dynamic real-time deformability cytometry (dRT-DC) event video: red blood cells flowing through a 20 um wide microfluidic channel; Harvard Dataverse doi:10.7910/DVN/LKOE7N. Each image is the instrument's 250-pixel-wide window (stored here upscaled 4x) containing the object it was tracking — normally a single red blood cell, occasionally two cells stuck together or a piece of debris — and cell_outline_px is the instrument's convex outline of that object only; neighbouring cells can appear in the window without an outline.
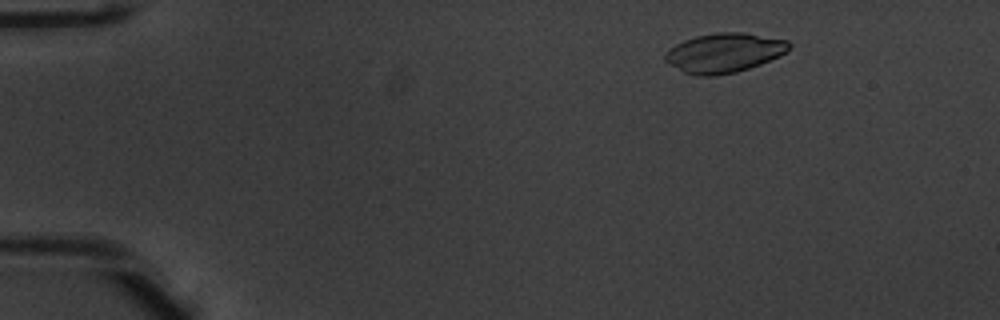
{"species": "common noctule bat (a hibernating species)", "species_latin": "Nyctalus noctula", "temperature_condition": "warm", "stored_images_in_passage": 52, "camera_frame_rate_fps": 3000, "um_per_image_px": 0.085, "animal": {"sex": "male", "body_mass_g": 20.1, "forearm_length_mm": 53.5}, "frame": {"image": 1, "passage_image": 7, "time_ms": 2.0, "image_size_px": [1000, 320], "cell_outline_px": [[792, 48], [780, 56], [760, 64], [736, 72], [712, 76], [696, 76], [684, 72], [668, 64], [664, 60], [664, 56], [676, 44], [684, 40], [696, 36], [716, 32], [744, 32], [788, 40], [792, 44]], "centroid_in_image_um": [61.59, 4.48], "position_along_channel_um": 23.4, "area_um2": 28.55}}
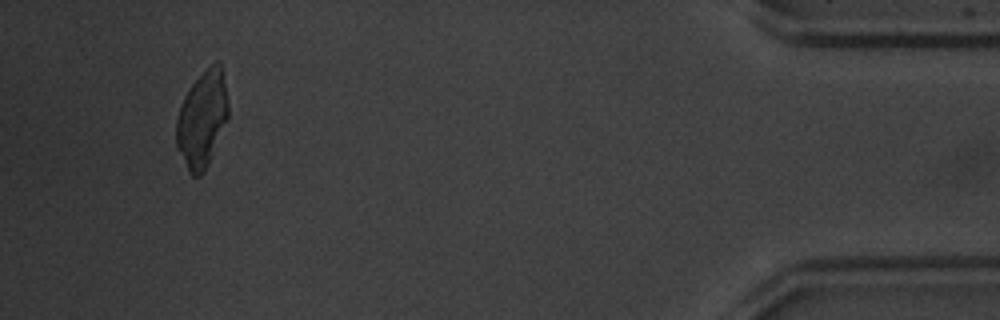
{"frame": {"image": 2, "passage_image": 49, "time_ms": 16.0, "image_size_px": [1000, 320], "cell_outline_px": [[228, 116], [204, 172], [200, 176], [192, 176], [188, 172], [176, 148], [176, 120], [180, 104], [188, 88], [216, 60], [220, 60], [228, 104]], "centroid_in_image_um": [17.14, 10.15], "position_along_channel_um": 418.1, "area_um2": 28.84}}